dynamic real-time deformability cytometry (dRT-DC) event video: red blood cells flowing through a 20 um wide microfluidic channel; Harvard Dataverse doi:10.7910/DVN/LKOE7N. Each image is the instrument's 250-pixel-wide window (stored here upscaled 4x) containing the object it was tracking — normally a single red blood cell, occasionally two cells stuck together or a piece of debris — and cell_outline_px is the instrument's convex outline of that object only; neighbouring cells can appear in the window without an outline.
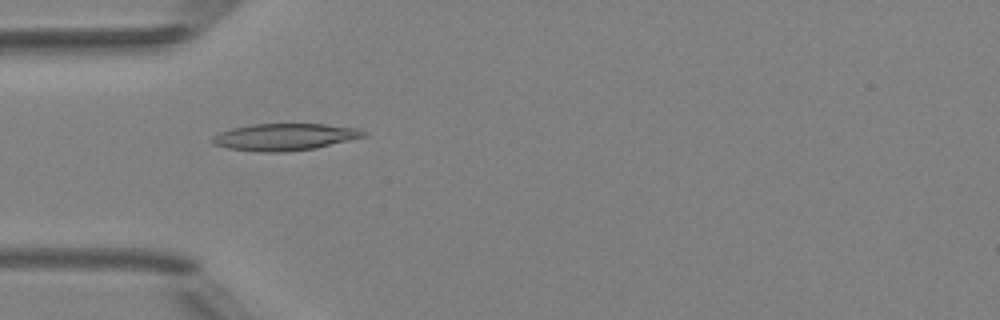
{"species": "Egyptian fruit bat (a non-hibernating species)", "species_latin": "Rousettus aegyptiacus", "temperature_condition": "room temperature", "stored_images_in_passage": 4, "camera_frame_rate_fps": 3000, "um_per_image_px": 0.085, "animal": {"sex": "female"}, "frame": {"image": 1, "passage_image": 3, "time_ms": 2.333, "image_size_px": [1000, 320], "cell_outline_px": [[368, 132], [364, 136], [316, 148], [284, 152], [260, 152], [228, 148], [212, 144], [208, 140], [212, 136], [220, 132], [232, 128], [252, 124], [324, 124], [356, 128]], "centroid_in_image_um": [24.13, 11.64], "position_along_channel_um": 60.9, "area_um2": 23.7}}
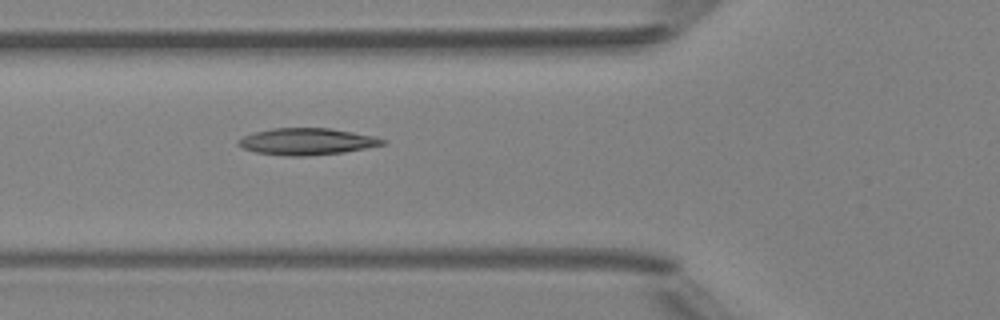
{"frame": {"image": 2, "passage_image": 4, "time_ms": 3.333, "image_size_px": [1000, 320], "cell_outline_px": [[388, 144], [344, 152], [304, 156], [288, 156], [256, 152], [244, 148], [236, 144], [236, 140], [244, 136], [256, 132], [272, 128], [328, 128], [376, 136], [388, 140]], "centroid_in_image_um": [26.13, 12.03], "position_along_channel_um": 99.7, "area_um2": 22.48}}